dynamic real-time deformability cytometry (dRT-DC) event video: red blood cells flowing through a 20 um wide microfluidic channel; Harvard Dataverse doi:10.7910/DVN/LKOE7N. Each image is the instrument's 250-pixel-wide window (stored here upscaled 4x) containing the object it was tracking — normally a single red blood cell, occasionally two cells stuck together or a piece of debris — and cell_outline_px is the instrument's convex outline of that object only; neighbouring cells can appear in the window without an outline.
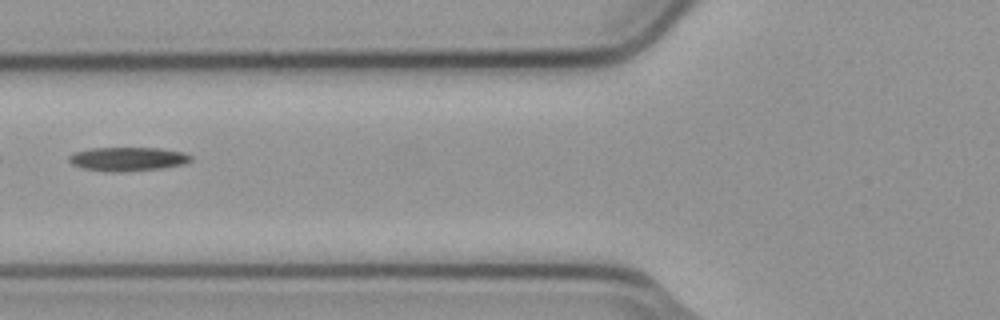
{"species": "common noctule bat (a hibernating species)", "species_latin": "Nyctalus noctula", "temperature_condition": "cold", "stored_images_in_passage": 7, "camera_frame_rate_fps": 3000, "um_per_image_px": 0.085, "animal": {"sex": "male", "body_mass_g": 23.1, "forearm_length_mm": 52.7}, "frame": {"image": 1, "passage_image": 7, "time_ms": 2.0, "image_size_px": [1000, 320], "cell_outline_px": [[192, 160], [184, 164], [160, 168], [116, 172], [104, 172], [84, 168], [72, 164], [68, 160], [68, 156], [76, 152], [92, 148], [160, 148], [180, 152], [192, 156]], "centroid_in_image_um": [10.83, 13.52], "position_along_channel_um": 115.0, "area_um2": 16.76}}